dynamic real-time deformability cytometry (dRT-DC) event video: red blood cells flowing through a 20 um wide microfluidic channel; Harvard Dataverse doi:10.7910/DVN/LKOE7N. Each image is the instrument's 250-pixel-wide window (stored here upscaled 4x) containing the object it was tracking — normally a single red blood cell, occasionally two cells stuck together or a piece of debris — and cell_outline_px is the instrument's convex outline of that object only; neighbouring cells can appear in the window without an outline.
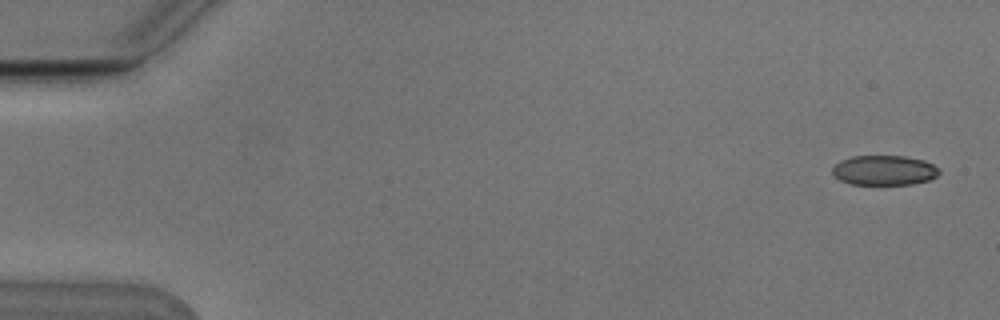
{"species": "Egyptian fruit bat (a non-hibernating species)", "species_latin": "Rousettus aegyptiacus", "temperature_condition": "cold", "stored_images_in_passage": 5, "camera_frame_rate_fps": 3000, "um_per_image_px": 0.085, "animal": {"sex": "male"}, "frame": {"image": 1, "passage_image": 1, "time_ms": 0.0, "image_size_px": [1000, 320], "cell_outline_px": [[940, 172], [936, 176], [928, 180], [912, 184], [852, 184], [840, 180], [832, 176], [832, 168], [840, 160], [852, 156], [904, 156], [924, 160], [932, 164]], "centroid_in_image_um": [75.11, 14.47], "position_along_channel_um": 9.9, "area_um2": 18.5}}